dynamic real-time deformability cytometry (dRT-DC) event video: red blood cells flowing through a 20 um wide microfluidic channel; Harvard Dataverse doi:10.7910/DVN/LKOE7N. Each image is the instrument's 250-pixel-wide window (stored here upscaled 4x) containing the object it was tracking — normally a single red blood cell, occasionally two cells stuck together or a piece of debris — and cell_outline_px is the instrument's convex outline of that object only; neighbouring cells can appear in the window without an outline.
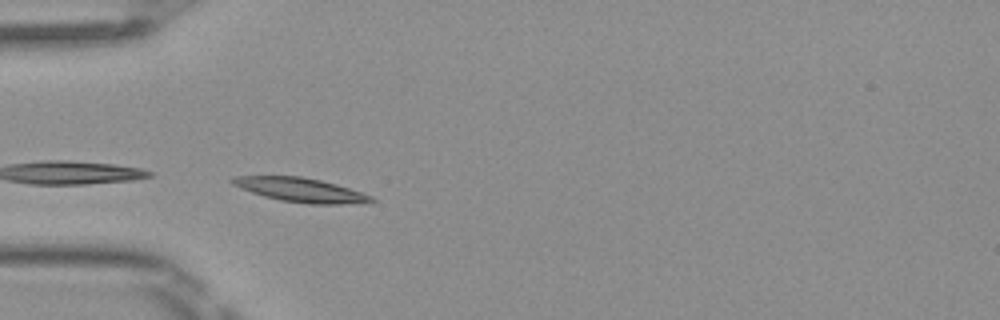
{"species": "Egyptian fruit bat (a non-hibernating species)", "species_latin": "Rousettus aegyptiacus", "temperature_condition": "room temperature", "stored_images_in_passage": 3, "camera_frame_rate_fps": 3000, "um_per_image_px": 0.085, "frame": {"image": 1, "passage_image": 3, "time_ms": 0.667, "image_size_px": [1000, 320], "cell_outline_px": [[376, 200], [364, 204], [308, 204], [280, 200], [264, 196], [240, 188], [232, 184], [228, 180], [232, 176], [300, 176], [320, 180], [336, 184], [372, 196]], "centroid_in_image_um": [25.56, 16.15], "position_along_channel_um": 59.4, "area_um2": 19.59}}